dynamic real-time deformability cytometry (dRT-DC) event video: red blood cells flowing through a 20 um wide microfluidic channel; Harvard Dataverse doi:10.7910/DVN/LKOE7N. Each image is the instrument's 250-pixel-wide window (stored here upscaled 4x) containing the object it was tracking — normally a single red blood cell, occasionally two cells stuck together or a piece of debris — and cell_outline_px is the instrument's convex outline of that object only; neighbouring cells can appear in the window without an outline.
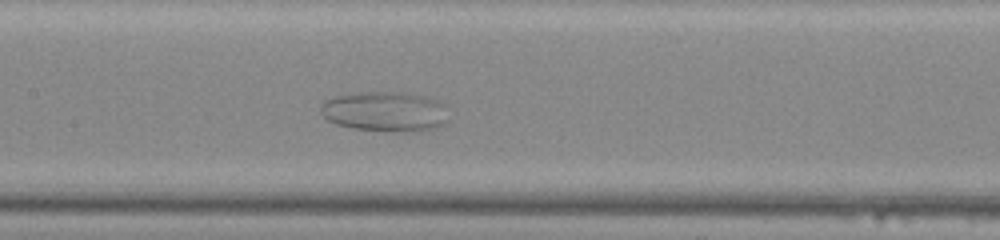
{"species": "common noctule bat (a hibernating species)", "species_latin": "Nyctalus noctula", "temperature_condition": "warm", "stored_images_in_passage": 38, "camera_frame_rate_fps": 3000, "um_per_image_px": 0.085, "animal": {"sex": "male", "body_mass_g": 20.0, "forearm_length_mm": 53.3}, "frame": {"image": 1, "passage_image": 17, "time_ms": 5.333, "image_size_px": [1000, 240], "cell_outline_px": [[448, 120], [444, 124], [436, 128], [420, 132], [396, 132], [352, 128], [336, 124], [328, 120], [320, 112], [320, 104], [324, 100], [336, 96], [352, 92], [408, 92], [424, 96], [448, 104]], "centroid_in_image_um": [32.78, 9.48], "position_along_channel_um": 174.6, "area_um2": 30.63}}
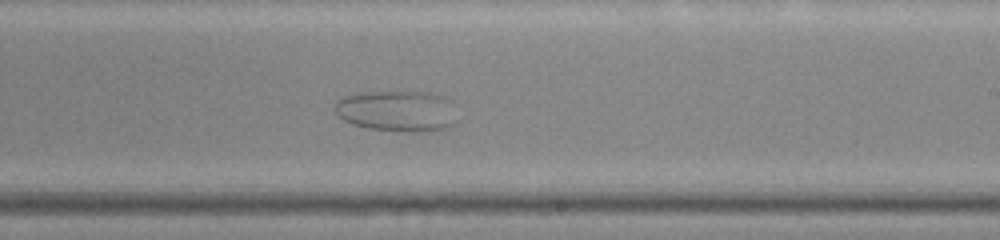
{"frame": {"image": 2, "passage_image": 23, "time_ms": 7.333, "image_size_px": [1000, 240], "cell_outline_px": [[452, 124], [444, 128], [424, 132], [404, 132], [368, 128], [352, 124], [344, 120], [336, 112], [336, 100], [344, 96], [368, 92], [428, 92], [452, 100]], "centroid_in_image_um": [33.71, 9.44], "position_along_channel_um": 255.3, "area_um2": 28.78}}
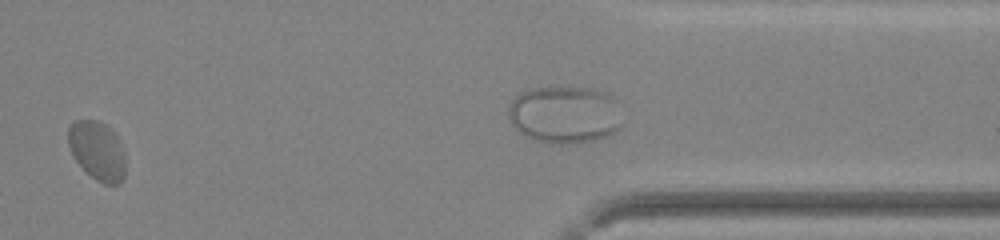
{"frame": {"image": 3, "passage_image": 31, "time_ms": 10.0, "image_size_px": [1000, 240], "cell_outline_px": [[124, 176], [120, 184], [104, 184], [96, 180], [76, 160], [68, 144], [68, 128], [72, 120], [96, 120], [104, 124], [120, 140], [124, 148]], "centroid_in_image_um": [8.28, 12.8], "position_along_channel_um": 403.1, "area_um2": 19.48}}